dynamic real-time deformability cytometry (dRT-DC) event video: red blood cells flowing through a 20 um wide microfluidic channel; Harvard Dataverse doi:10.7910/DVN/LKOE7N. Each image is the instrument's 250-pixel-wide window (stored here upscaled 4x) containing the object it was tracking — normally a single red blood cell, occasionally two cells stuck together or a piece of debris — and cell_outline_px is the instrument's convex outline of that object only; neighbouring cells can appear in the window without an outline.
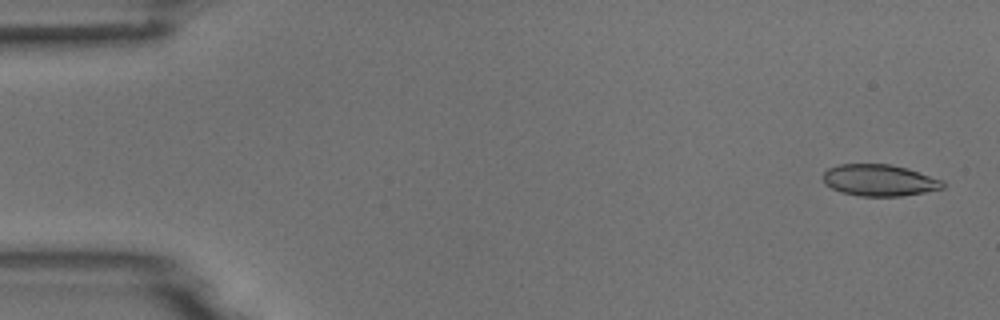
{"species": "common noctule bat (a hibernating species)", "species_latin": "Nyctalus noctula", "temperature_condition": "room temperature", "stored_images_in_passage": 4, "camera_frame_rate_fps": 3000, "um_per_image_px": 0.085, "animal": {"sex": "male", "body_mass_g": 18.8}, "frame": {"image": 1, "passage_image": 1, "time_ms": 0.0, "image_size_px": [1000, 320], "cell_outline_px": [[944, 188], [924, 192], [900, 196], [860, 196], [840, 192], [824, 184], [824, 172], [828, 168], [840, 164], [888, 164], [908, 168], [944, 180]], "centroid_in_image_um": [74.76, 15.32], "position_along_channel_um": 10.2, "area_um2": 22.08}}